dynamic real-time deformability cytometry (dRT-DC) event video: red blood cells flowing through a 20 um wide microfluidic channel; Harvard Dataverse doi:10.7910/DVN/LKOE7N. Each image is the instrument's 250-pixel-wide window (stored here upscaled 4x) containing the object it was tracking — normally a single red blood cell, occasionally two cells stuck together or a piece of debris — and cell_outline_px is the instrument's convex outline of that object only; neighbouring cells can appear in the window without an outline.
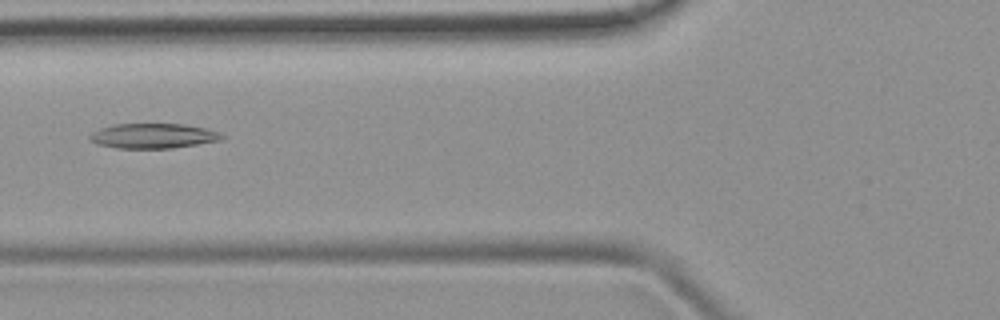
{"species": "common noctule bat (a hibernating species)", "species_latin": "Nyctalus noctula", "temperature_condition": "room temperature", "stored_images_in_passage": 35, "camera_frame_rate_fps": 3000, "um_per_image_px": 0.085, "animal": {"sex": "female", "body_mass_g": 19.9}, "frame": {"image": 1, "passage_image": 5, "time_ms": 1.333, "image_size_px": [1000, 320], "cell_outline_px": [[228, 136], [220, 140], [172, 148], [116, 148], [96, 144], [88, 140], [88, 136], [92, 132], [100, 128], [112, 124], [184, 124], [204, 128]], "centroid_in_image_um": [12.96, 11.55], "position_along_channel_um": 112.8, "area_um2": 19.19}}
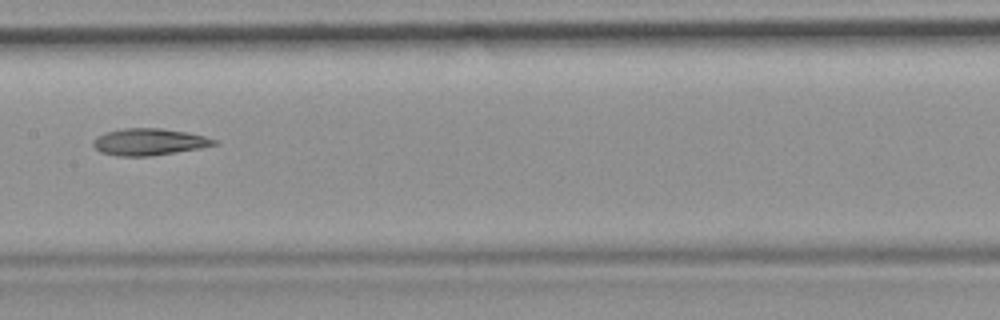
{"frame": {"image": 2, "passage_image": 11, "time_ms": 3.333, "image_size_px": [1000, 320], "cell_outline_px": [[216, 144], [200, 148], [152, 156], [120, 156], [100, 152], [92, 144], [92, 140], [96, 136], [104, 132], [124, 128], [164, 128], [188, 132], [204, 136], [216, 140]], "centroid_in_image_um": [12.63, 12.05], "position_along_channel_um": 194.8, "area_um2": 18.96}}
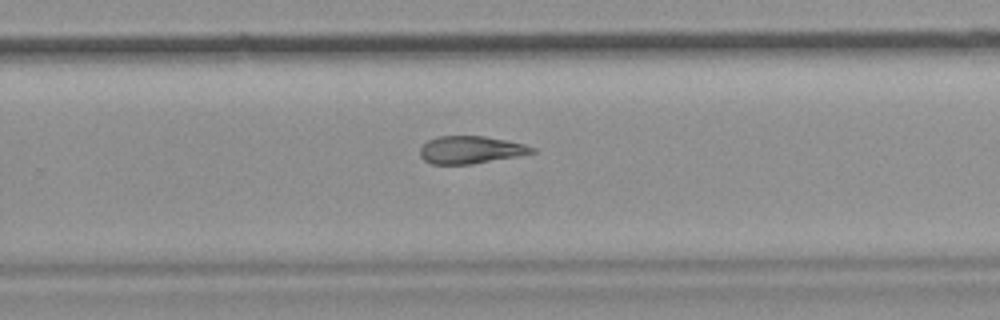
{"frame": {"image": 3, "passage_image": 18, "time_ms": 5.667, "image_size_px": [1000, 320], "cell_outline_px": [[536, 152], [516, 156], [472, 164], [432, 164], [424, 160], [420, 156], [420, 148], [428, 140], [440, 136], [484, 136], [508, 140], [524, 144], [536, 148]], "centroid_in_image_um": [40.01, 12.73], "position_along_channel_um": 289.8, "area_um2": 17.92}}